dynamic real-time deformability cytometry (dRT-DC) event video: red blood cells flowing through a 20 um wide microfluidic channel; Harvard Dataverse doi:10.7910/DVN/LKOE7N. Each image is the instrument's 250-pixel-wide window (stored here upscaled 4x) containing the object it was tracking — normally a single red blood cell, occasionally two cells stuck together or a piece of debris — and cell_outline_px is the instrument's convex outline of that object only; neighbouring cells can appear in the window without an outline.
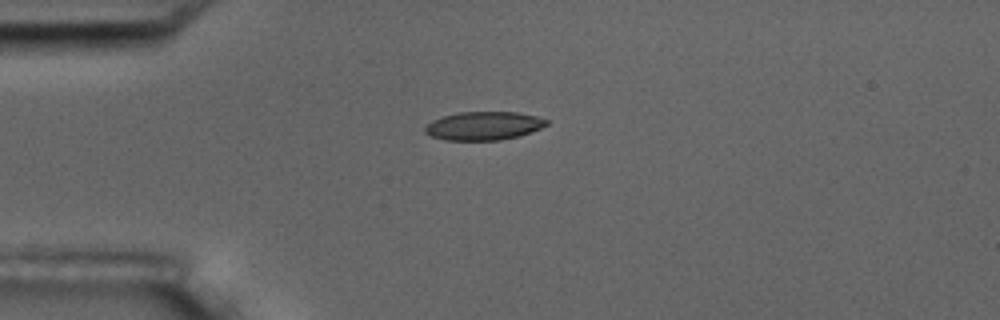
{"species": "common noctule bat (a hibernating species)", "species_latin": "Nyctalus noctula", "temperature_condition": "room temperature", "stored_images_in_passage": 2, "camera_frame_rate_fps": 3000, "um_per_image_px": 0.085, "animal": {"sex": "male", "body_mass_g": 17.5, "forearm_length_mm": 52.3}, "frame": {"image": 1, "passage_image": 1, "time_ms": 0.0, "image_size_px": [1000, 320], "cell_outline_px": [[548, 124], [540, 128], [516, 136], [500, 140], [444, 140], [432, 136], [424, 132], [424, 128], [432, 120], [444, 116], [460, 112], [516, 112], [536, 116], [548, 120]], "centroid_in_image_um": [41.09, 10.69], "position_along_channel_um": 43.9, "area_um2": 19.88}}